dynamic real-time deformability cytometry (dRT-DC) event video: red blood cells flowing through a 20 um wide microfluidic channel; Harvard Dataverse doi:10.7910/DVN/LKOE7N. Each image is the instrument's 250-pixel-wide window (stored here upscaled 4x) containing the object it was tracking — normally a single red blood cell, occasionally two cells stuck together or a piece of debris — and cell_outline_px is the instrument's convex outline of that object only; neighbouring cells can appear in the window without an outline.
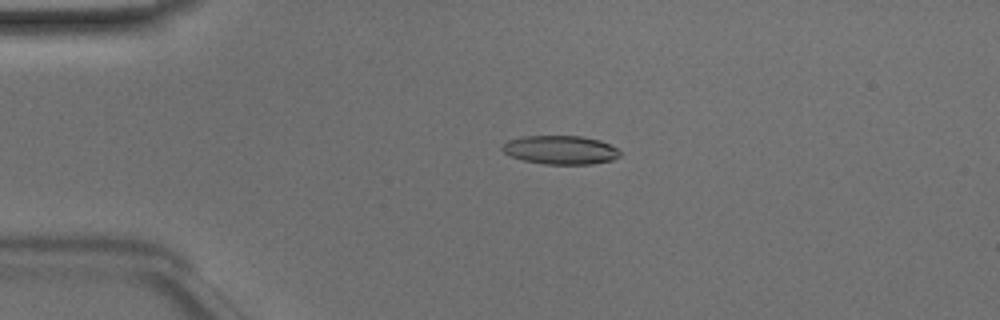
{"species": "Egyptian fruit bat (a non-hibernating species)", "species_latin": "Rousettus aegyptiacus", "temperature_condition": "room temperature", "stored_images_in_passage": 49, "camera_frame_rate_fps": 3000, "um_per_image_px": 0.085, "animal": {"sex": "male"}, "frame": {"image": 1, "passage_image": 11, "time_ms": 3.333, "image_size_px": [1000, 320], "cell_outline_px": [[620, 156], [612, 160], [592, 164], [544, 164], [524, 160], [508, 156], [500, 148], [508, 140], [524, 136], [580, 136], [600, 140], [616, 148], [620, 152]], "centroid_in_image_um": [47.62, 12.74], "position_along_channel_um": 37.4, "area_um2": 19.65}}
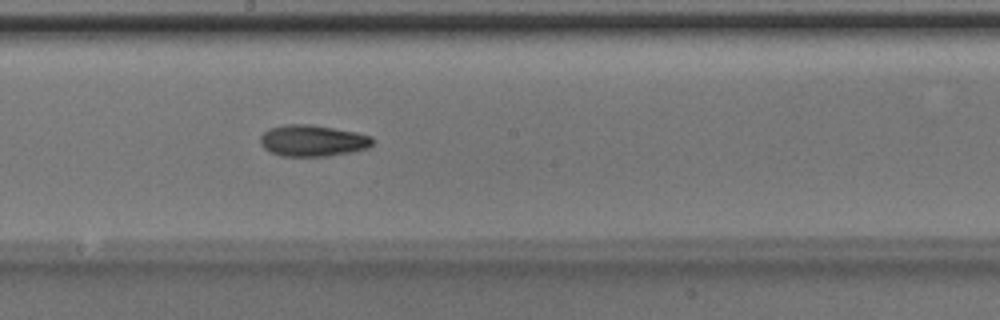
{"frame": {"image": 2, "passage_image": 27, "time_ms": 8.667, "image_size_px": [1000, 320], "cell_outline_px": [[376, 140], [368, 148], [352, 152], [328, 156], [280, 156], [264, 148], [260, 144], [260, 136], [268, 128], [284, 124], [308, 124], [356, 132], [372, 136]], "centroid_in_image_um": [26.58, 11.96], "position_along_channel_um": 221.6, "area_um2": 20.69}}
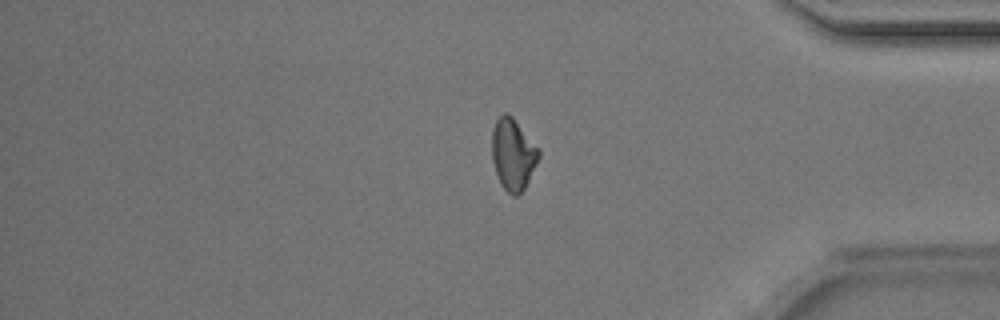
{"frame": {"image": 3, "passage_image": 41, "time_ms": 13.333, "image_size_px": [1000, 320], "cell_outline_px": [[540, 156], [524, 188], [516, 196], [512, 196], [504, 188], [496, 172], [492, 160], [492, 128], [496, 120], [504, 112], [508, 112], [512, 116], [540, 148]], "centroid_in_image_um": [43.61, 13.06], "position_along_channel_um": 391.6, "area_um2": 19.42}, "authors_computed_cell_mechanics": {"area_um2": 19.5364, "velocity_mm_per_s": 4.1155, "shape_relaxation_time_tau1_ms": 8.9947, "shape_relaxation_time_tau2_ms": 4.0713, "deformation_change_tau1": 0.1908, "deformation_change_tau2": 0.1124}}